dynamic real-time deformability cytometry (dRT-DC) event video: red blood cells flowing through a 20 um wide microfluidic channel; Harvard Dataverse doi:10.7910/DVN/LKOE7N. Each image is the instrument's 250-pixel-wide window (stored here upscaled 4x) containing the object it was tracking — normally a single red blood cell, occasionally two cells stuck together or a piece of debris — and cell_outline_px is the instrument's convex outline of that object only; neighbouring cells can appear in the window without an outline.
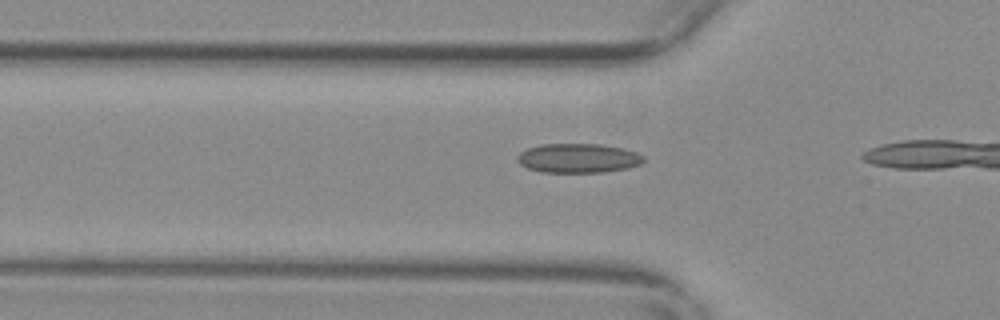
{"species": "common noctule bat (a hibernating species)", "species_latin": "Nyctalus noctula", "temperature_condition": "warm", "stored_images_in_passage": 10, "camera_frame_rate_fps": 3000, "um_per_image_px": 0.085, "animal": {"sex": "female", "body_mass_g": 29.2, "forearm_length_mm": 56.3}, "frame": {"image": 1, "passage_image": 5, "time_ms": 1.333, "image_size_px": [1000, 320], "cell_outline_px": [[644, 160], [640, 164], [628, 168], [604, 172], [540, 172], [528, 168], [520, 164], [516, 160], [516, 156], [520, 152], [528, 148], [540, 144], [600, 144], [620, 148], [636, 152], [644, 156]], "centroid_in_image_um": [49.11, 13.44], "position_along_channel_um": 76.7, "area_um2": 21.56}}
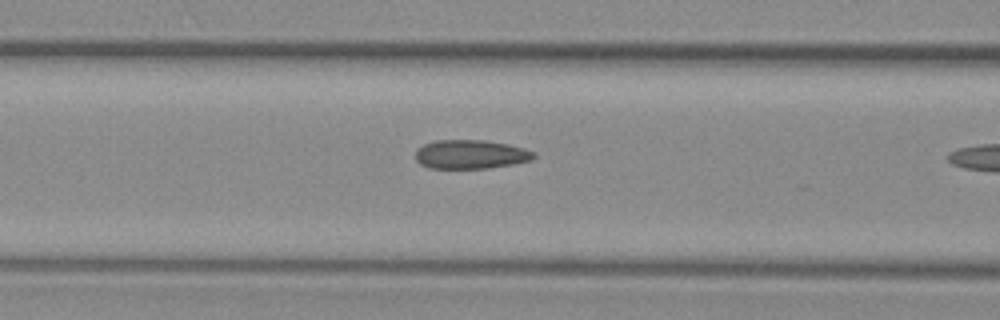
{"frame": {"image": 2, "passage_image": 9, "time_ms": 2.667, "image_size_px": [1000, 320], "cell_outline_px": [[536, 156], [532, 160], [512, 164], [488, 168], [432, 168], [420, 164], [416, 160], [416, 152], [424, 144], [436, 140], [484, 140], [508, 144], [524, 148], [532, 152]], "centroid_in_image_um": [40.01, 13.12], "position_along_channel_um": 126.6, "area_um2": 19.77}}